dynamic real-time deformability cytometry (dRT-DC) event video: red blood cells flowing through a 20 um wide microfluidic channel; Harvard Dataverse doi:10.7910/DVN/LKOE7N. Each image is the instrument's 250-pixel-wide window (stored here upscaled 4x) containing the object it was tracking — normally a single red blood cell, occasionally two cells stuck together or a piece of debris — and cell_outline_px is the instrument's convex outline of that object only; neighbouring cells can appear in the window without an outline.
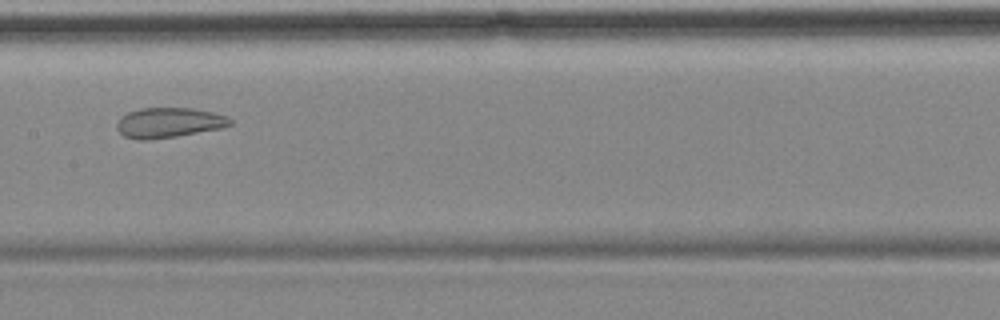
{"species": "common noctule bat (a hibernating species)", "species_latin": "Nyctalus noctula", "temperature_condition": "cold", "stored_images_in_passage": 9, "camera_frame_rate_fps": 3000, "um_per_image_px": 0.085, "animal": {"sex": "female", "body_mass_g": 18.4}, "frame": {"image": 1, "passage_image": 6, "time_ms": 6.0, "image_size_px": [1000, 320], "cell_outline_px": [[232, 124], [220, 128], [176, 136], [148, 140], [140, 140], [124, 136], [116, 128], [116, 124], [120, 116], [128, 112], [140, 108], [192, 108], [212, 112], [224, 116], [232, 120]], "centroid_in_image_um": [14.3, 10.42], "position_along_channel_um": 193.1, "area_um2": 19.71}}
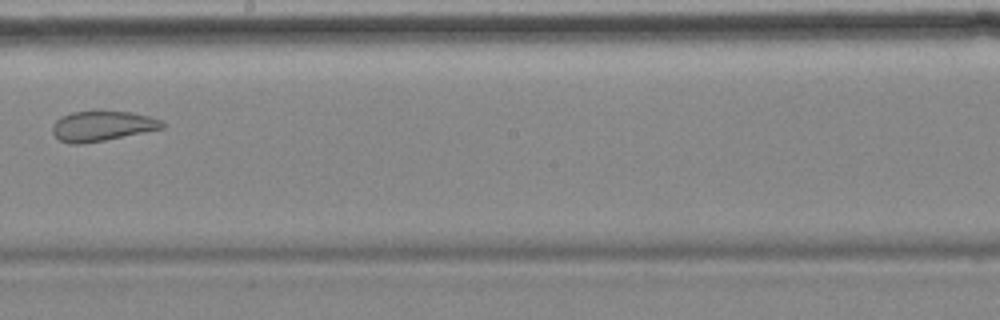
{"frame": {"image": 2, "passage_image": 7, "time_ms": 7.333, "image_size_px": [1000, 320], "cell_outline_px": [[168, 124], [164, 128], [104, 140], [80, 144], [72, 144], [60, 140], [52, 132], [52, 124], [60, 116], [72, 112], [132, 112], [148, 116], [160, 120]], "centroid_in_image_um": [8.68, 10.71], "position_along_channel_um": 239.5, "area_um2": 19.02}}